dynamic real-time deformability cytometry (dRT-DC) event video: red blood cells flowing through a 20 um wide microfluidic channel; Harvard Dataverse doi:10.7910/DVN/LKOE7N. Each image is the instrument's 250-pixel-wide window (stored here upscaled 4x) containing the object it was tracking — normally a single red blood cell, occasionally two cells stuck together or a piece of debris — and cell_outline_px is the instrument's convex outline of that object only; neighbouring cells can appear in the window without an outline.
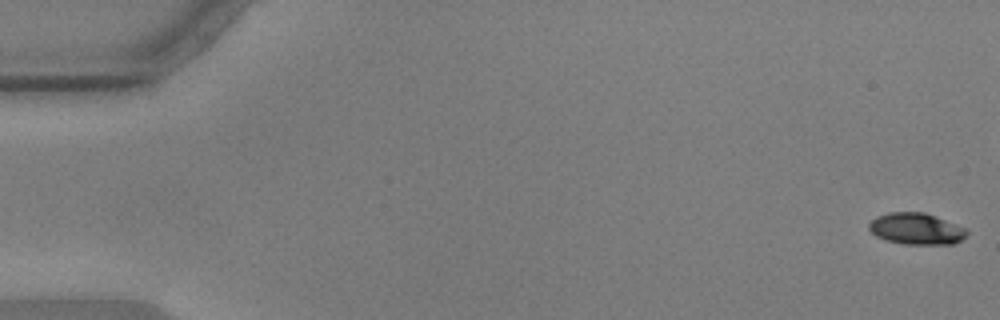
{"species": "common noctule bat (a hibernating species)", "species_latin": "Nyctalus noctula", "temperature_condition": "warm", "stored_images_in_passage": 50, "camera_frame_rate_fps": 3000, "um_per_image_px": 0.085, "animal": {"sex": "male", "body_mass_g": 17.9, "forearm_length_mm": 54.2}, "frame": {"image": 1, "passage_image": 1, "time_ms": 0.0, "image_size_px": [1000, 320], "cell_outline_px": [[968, 232], [960, 240], [952, 244], [904, 244], [884, 240], [876, 236], [868, 228], [868, 224], [876, 216], [888, 212], [924, 212], [956, 224], [964, 228]], "centroid_in_image_um": [77.83, 19.44], "position_along_channel_um": 7.2, "area_um2": 17.86}}
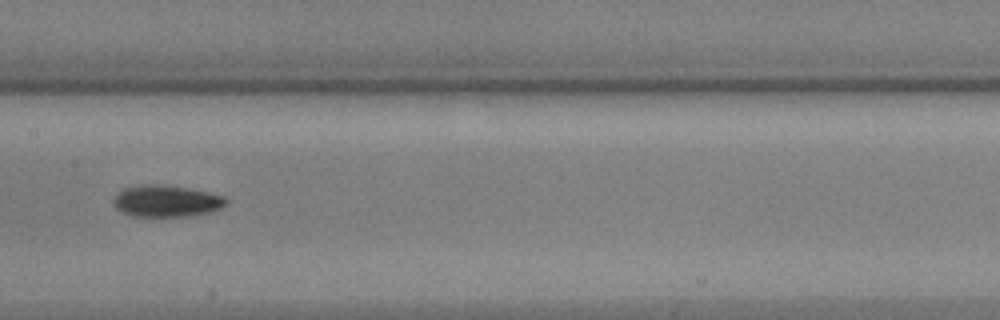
{"frame": {"image": 2, "passage_image": 29, "time_ms": 9.333, "image_size_px": [1000, 320], "cell_outline_px": [[228, 204], [220, 208], [208, 212], [188, 216], [132, 216], [120, 212], [112, 204], [112, 200], [124, 188], [144, 184], [160, 184], [188, 188], [208, 192], [224, 196], [228, 200]], "centroid_in_image_um": [14.13, 17.09], "position_along_channel_um": 193.3, "area_um2": 20.81}}
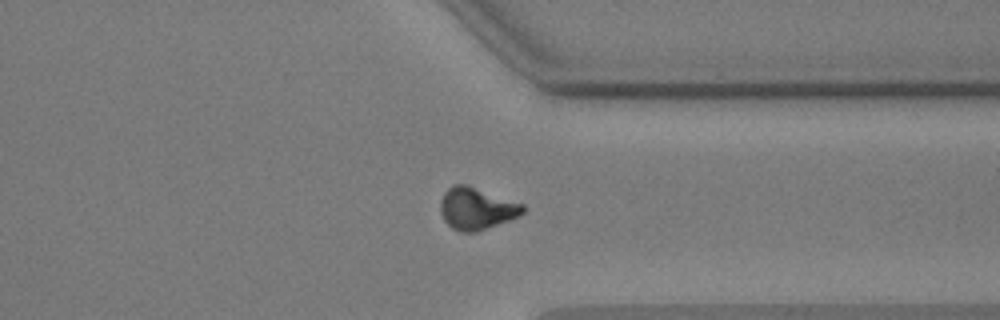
{"frame": {"image": 3, "passage_image": 44, "time_ms": 14.333, "image_size_px": [1000, 320], "cell_outline_px": [[524, 212], [520, 216], [476, 232], [460, 232], [452, 228], [444, 220], [440, 212], [440, 200], [444, 192], [452, 184], [464, 184], [524, 204]], "centroid_in_image_um": [40.48, 17.73], "position_along_channel_um": 370.9, "area_um2": 20.11}, "authors_computed_cell_mechanics": {"area_um2": 19.5942, "velocity_mm_per_s": 3.5798, "shape_relaxation_time_tau1_ms": 3.4276, "shape_relaxation_time_tau2_ms": 9.6442, "deformation_change_tau1": 0.1489, "deformation_change_tau2": 0.1411}}